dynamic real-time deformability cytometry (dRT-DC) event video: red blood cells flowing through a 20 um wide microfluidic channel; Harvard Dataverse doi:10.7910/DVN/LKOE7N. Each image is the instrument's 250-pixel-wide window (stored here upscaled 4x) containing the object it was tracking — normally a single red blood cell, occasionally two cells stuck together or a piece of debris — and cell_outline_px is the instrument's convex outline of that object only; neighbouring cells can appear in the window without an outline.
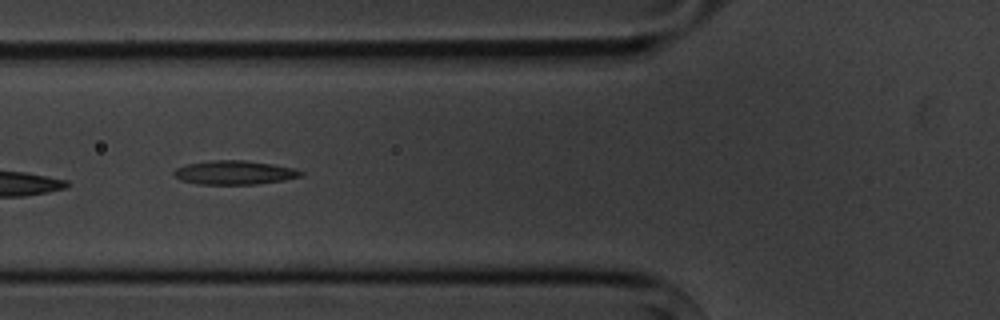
{"species": "common noctule bat (a hibernating species)", "species_latin": "Nyctalus noctula", "temperature_condition": "cold", "stored_images_in_passage": 10, "camera_frame_rate_fps": 3000, "um_per_image_px": 0.085, "animal": {"sex": "male", "body_mass_g": 20.1, "forearm_length_mm": 53.5}, "frame": {"image": 1, "passage_image": 6, "time_ms": 6.0, "image_size_px": [1000, 320], "cell_outline_px": [[304, 172], [300, 176], [284, 180], [256, 184], [196, 184], [180, 180], [172, 176], [172, 172], [176, 168], [188, 164], [212, 160], [244, 160], [272, 164], [296, 168]], "centroid_in_image_um": [19.89, 14.67], "position_along_channel_um": 105.9, "area_um2": 17.74}}
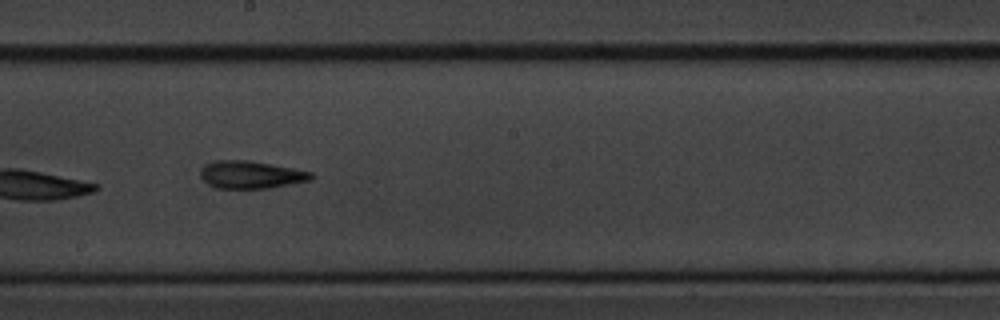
{"frame": {"image": 2, "passage_image": 9, "time_ms": 9.333, "image_size_px": [1000, 320], "cell_outline_px": [[316, 176], [312, 180], [268, 188], [216, 188], [208, 184], [200, 176], [200, 172], [208, 164], [216, 160], [252, 160], [312, 172]], "centroid_in_image_um": [21.37, 14.85], "position_along_channel_um": 226.8, "area_um2": 17.74}}
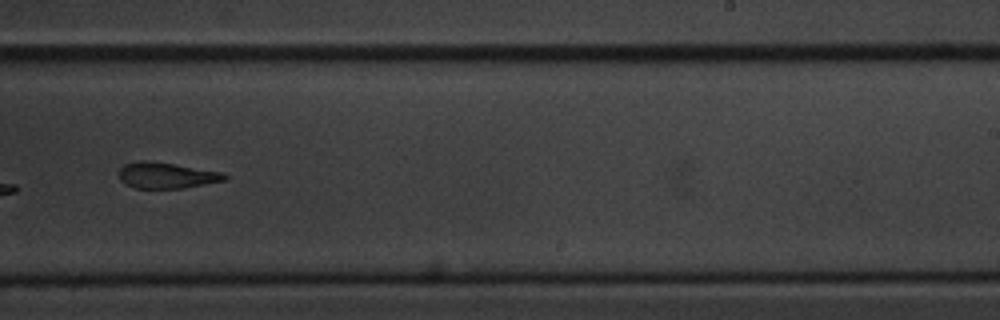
{"frame": {"image": 3, "passage_image": 10, "time_ms": 10.667, "image_size_px": [1000, 320], "cell_outline_px": [[228, 180], [184, 188], [136, 188], [120, 180], [120, 168], [124, 164], [140, 160], [144, 160], [172, 164], [224, 172], [228, 176]], "centroid_in_image_um": [14.2, 14.91], "position_along_channel_um": 274.8, "area_um2": 15.9}}